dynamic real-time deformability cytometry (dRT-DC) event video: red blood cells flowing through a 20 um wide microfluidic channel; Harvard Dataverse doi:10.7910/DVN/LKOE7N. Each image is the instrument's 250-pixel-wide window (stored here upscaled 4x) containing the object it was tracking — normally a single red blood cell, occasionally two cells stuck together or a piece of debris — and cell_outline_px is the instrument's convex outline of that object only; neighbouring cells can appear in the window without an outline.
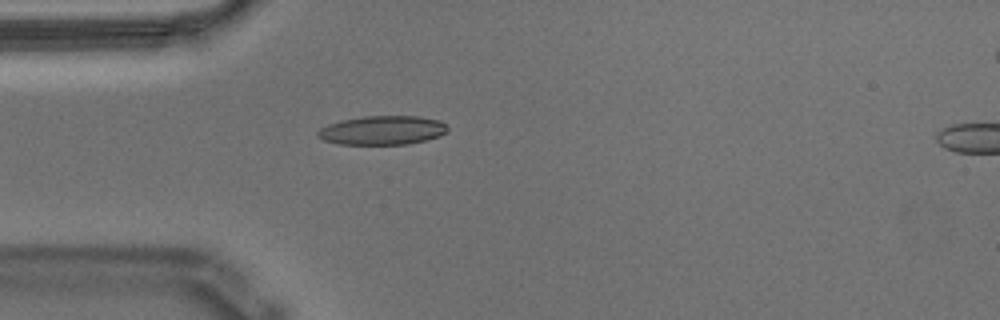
{"species": "Egyptian fruit bat (a non-hibernating species)", "species_latin": "Rousettus aegyptiacus", "temperature_condition": "warm", "stored_images_in_passage": 42, "camera_frame_rate_fps": 3000, "um_per_image_px": 0.085, "animal": {"sex": "male"}, "frame": {"image": 1, "passage_image": 1, "time_ms": 0.0, "image_size_px": [1000, 320], "cell_outline_px": [[448, 132], [440, 136], [408, 144], [340, 144], [324, 140], [316, 136], [316, 132], [320, 128], [328, 124], [340, 120], [364, 116], [420, 116], [440, 120], [448, 128]], "centroid_in_image_um": [32.5, 11.06], "position_along_channel_um": 52.5, "area_um2": 22.02}}
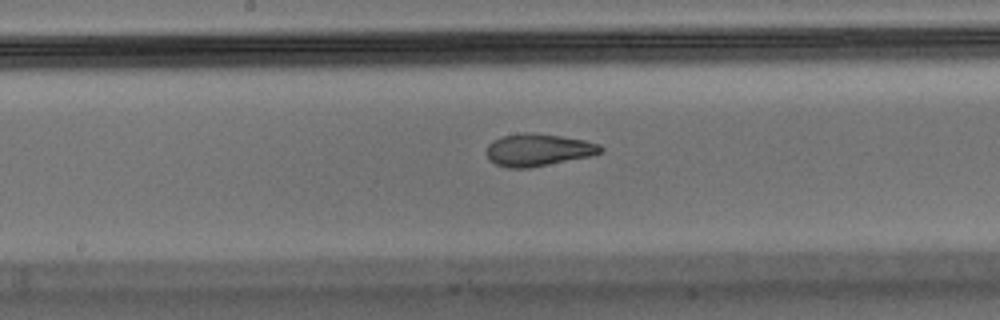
{"frame": {"image": 2, "passage_image": 14, "time_ms": 4.333, "image_size_px": [1000, 320], "cell_outline_px": [[604, 152], [588, 156], [528, 168], [508, 168], [496, 164], [488, 160], [488, 144], [492, 140], [504, 136], [524, 132], [532, 132], [560, 136], [584, 140], [600, 144], [604, 148]], "centroid_in_image_um": [45.74, 12.73], "position_along_channel_um": 202.5, "area_um2": 21.33}}
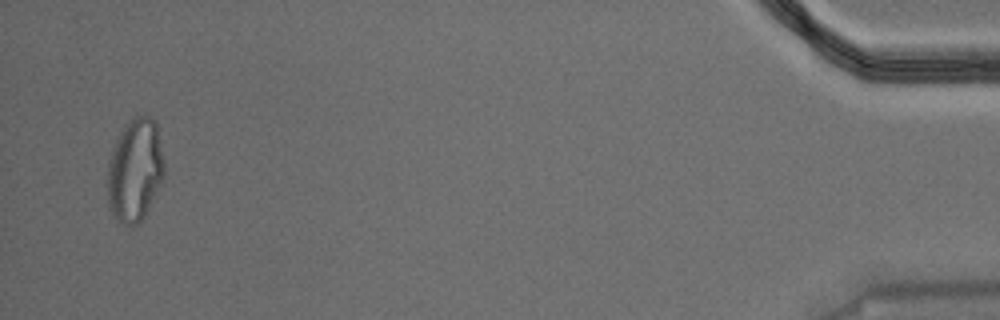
{"frame": {"image": 3, "passage_image": 40, "time_ms": 13.0, "image_size_px": [1000, 320], "cell_outline_px": [[164, 180], [144, 216], [136, 224], [124, 224], [116, 220], [108, 204], [108, 160], [112, 148], [124, 124], [132, 116], [152, 116], [156, 120], [164, 160]], "centroid_in_image_um": [11.49, 14.41], "position_along_channel_um": 423.7, "area_um2": 34.39}, "authors_computed_cell_mechanics": {"area_um2": 22.4553, "velocity_mm_per_s": 3.5617, "shape_relaxation_time_tau1_ms": null, "shape_relaxation_time_tau2_ms": 1.963, "deformation_change_tau1": null, "deformation_change_tau2": 0.0862}}